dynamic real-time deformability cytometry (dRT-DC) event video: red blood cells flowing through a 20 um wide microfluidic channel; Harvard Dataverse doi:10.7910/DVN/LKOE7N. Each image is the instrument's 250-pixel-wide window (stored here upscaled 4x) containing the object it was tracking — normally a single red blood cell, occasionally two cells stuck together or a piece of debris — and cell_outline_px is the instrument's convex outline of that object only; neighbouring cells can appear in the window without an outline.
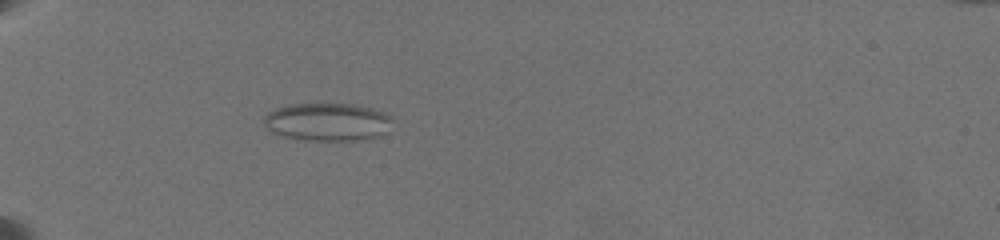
{"species": "common noctule bat (a hibernating species)", "species_latin": "Nyctalus noctula", "temperature_condition": "warm", "stored_images_in_passage": 54, "camera_frame_rate_fps": 3000, "um_per_image_px": 0.085, "animal": {"sex": "female", "body_mass_g": 19.5, "forearm_length_mm": 54.1}, "frame": {"image": 1, "passage_image": 1, "time_ms": 0.0, "image_size_px": [1000, 240], "cell_outline_px": [[392, 116], [384, 132], [380, 136], [360, 140], [300, 140], [284, 136], [272, 132], [264, 124], [264, 116], [268, 112], [276, 108], [292, 104], [356, 104], [372, 108], [384, 112]], "centroid_in_image_um": [27.81, 10.36], "position_along_channel_um": 57.2, "area_um2": 28.26}}
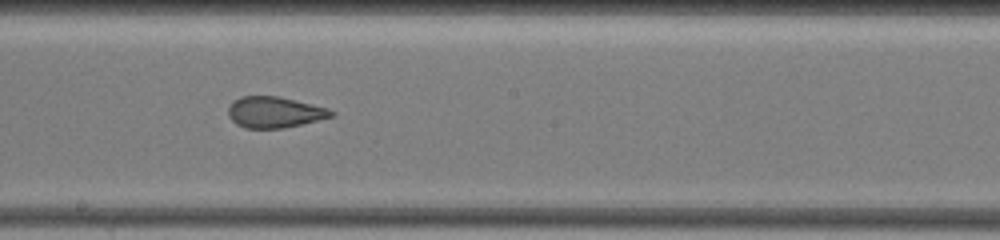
{"frame": {"image": 2, "passage_image": 26, "time_ms": 5.333, "image_size_px": [1000, 240], "cell_outline_px": [[336, 116], [284, 128], [244, 128], [236, 124], [228, 116], [228, 108], [232, 100], [240, 96], [280, 96], [328, 108], [336, 112]], "centroid_in_image_um": [23.34, 9.53], "position_along_channel_um": 224.9, "area_um2": 18.9}}
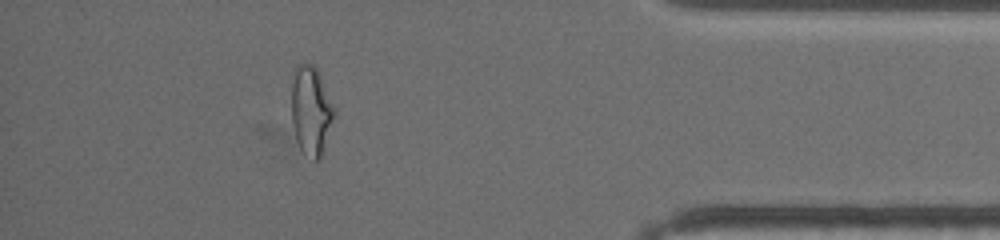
{"frame": {"image": 3, "passage_image": 50, "time_ms": 11.333, "image_size_px": [1000, 240], "cell_outline_px": [[336, 112], [324, 152], [320, 160], [316, 164], [300, 148], [296, 140], [292, 124], [292, 84], [296, 68], [304, 60], [312, 64], [316, 68], [336, 108]], "centroid_in_image_um": [26.47, 9.45], "position_along_channel_um": 408.7, "area_um2": 22.54}, "authors_computed_cell_mechanics": {"area_um2": 19.4208, "velocity_mm_per_s": 3.5761, "shape_relaxation_time_tau1_ms": null, "shape_relaxation_time_tau2_ms": 1.2033, "deformation_change_tau1": null, "deformation_change_tau2": 0.0849}}